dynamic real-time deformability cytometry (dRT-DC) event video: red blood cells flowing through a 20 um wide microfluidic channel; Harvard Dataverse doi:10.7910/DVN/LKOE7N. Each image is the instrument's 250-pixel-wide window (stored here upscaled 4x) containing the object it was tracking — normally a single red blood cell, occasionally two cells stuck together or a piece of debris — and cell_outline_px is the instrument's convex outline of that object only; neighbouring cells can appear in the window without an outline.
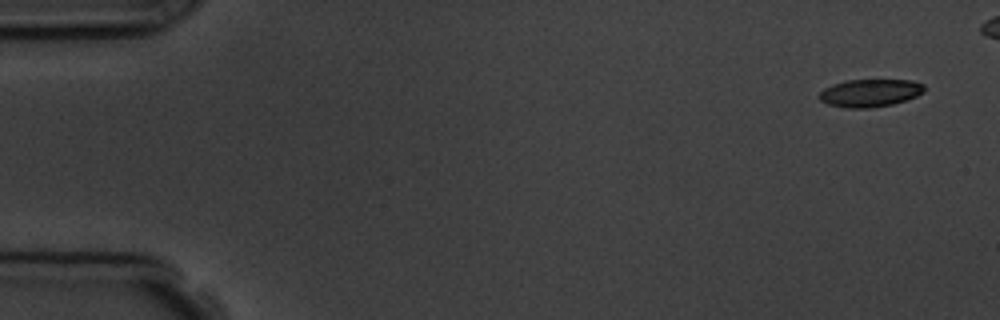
{"species": "common noctule bat (a hibernating species)", "species_latin": "Nyctalus noctula", "temperature_condition": "room temperature", "stored_images_in_passage": 5, "camera_frame_rate_fps": 3000, "um_per_image_px": 0.085, "animal": {"sex": "male", "body_mass_g": 19.5, "forearm_length_mm": 54.6}, "frame": {"image": 1, "passage_image": 1, "time_ms": 0.0, "image_size_px": [1000, 320], "cell_outline_px": [[924, 92], [916, 96], [892, 104], [868, 108], [844, 108], [828, 104], [820, 100], [820, 92], [824, 88], [832, 84], [848, 80], [912, 80], [924, 84]], "centroid_in_image_um": [73.94, 7.9], "position_along_channel_um": 11.1, "area_um2": 16.88}}